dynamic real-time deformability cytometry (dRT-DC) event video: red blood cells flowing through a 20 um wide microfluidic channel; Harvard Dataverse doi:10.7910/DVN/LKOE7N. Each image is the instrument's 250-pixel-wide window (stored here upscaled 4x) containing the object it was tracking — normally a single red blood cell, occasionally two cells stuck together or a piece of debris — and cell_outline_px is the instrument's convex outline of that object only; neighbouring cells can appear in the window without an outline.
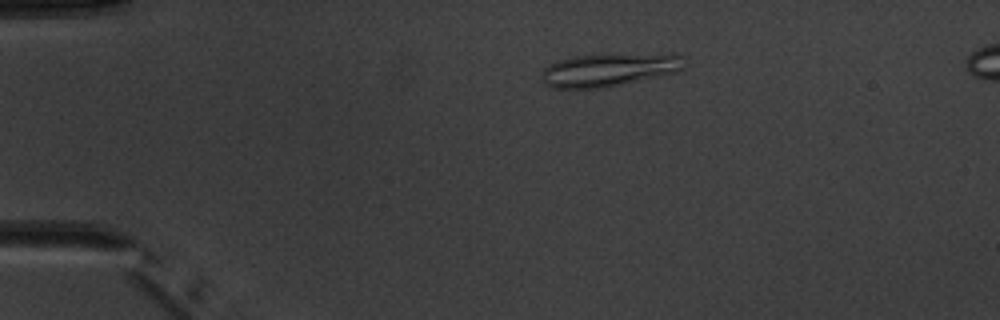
{"species": "common noctule bat (a hibernating species)", "species_latin": "Nyctalus noctula", "temperature_condition": "warm", "stored_images_in_passage": 7, "camera_frame_rate_fps": 3000, "um_per_image_px": 0.085, "animal": {"sex": "male", "body_mass_g": 20.1, "forearm_length_mm": 53.5}, "frame": {"image": 1, "passage_image": 3, "time_ms": 2.333, "image_size_px": [1000, 320], "cell_outline_px": [[684, 68], [676, 72], [604, 88], [552, 88], [544, 84], [540, 76], [544, 68], [548, 64], [572, 56], [672, 52], [676, 52], [684, 56]], "centroid_in_image_um": [51.81, 5.91], "position_along_channel_um": 33.2, "area_um2": 27.98}}
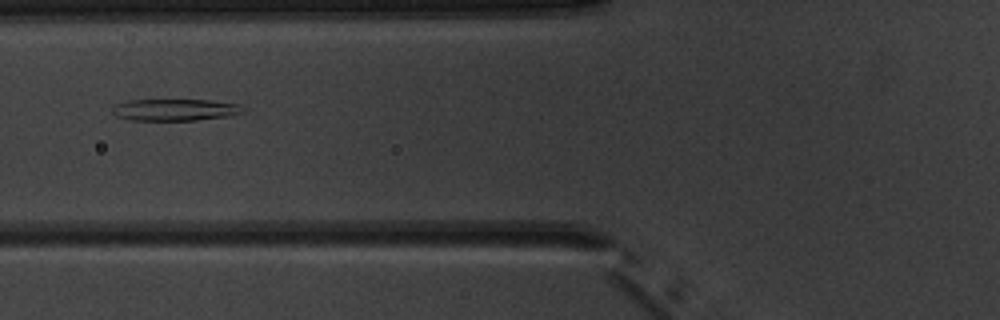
{"frame": {"image": 2, "passage_image": 6, "time_ms": 5.667, "image_size_px": [1000, 320], "cell_outline_px": [[244, 112], [228, 116], [196, 120], [128, 120], [116, 116], [112, 112], [112, 108], [116, 104], [128, 100], [208, 100], [244, 104]], "centroid_in_image_um": [14.9, 9.33], "position_along_channel_um": 110.9, "area_um2": 16.7}}
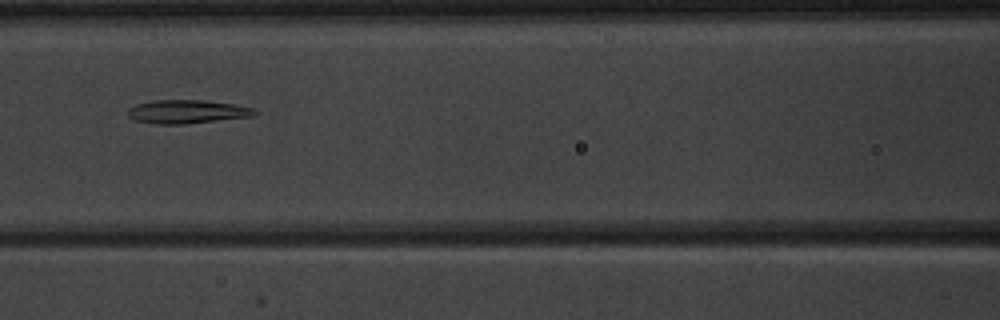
{"frame": {"image": 3, "passage_image": 7, "time_ms": 6.667, "image_size_px": [1000, 320], "cell_outline_px": [[256, 112], [252, 116], [184, 124], [156, 124], [136, 120], [128, 116], [128, 108], [136, 104], [152, 100], [204, 100], [232, 104], [252, 108]], "centroid_in_image_um": [15.83, 9.49], "position_along_channel_um": 150.8, "area_um2": 17.17}}